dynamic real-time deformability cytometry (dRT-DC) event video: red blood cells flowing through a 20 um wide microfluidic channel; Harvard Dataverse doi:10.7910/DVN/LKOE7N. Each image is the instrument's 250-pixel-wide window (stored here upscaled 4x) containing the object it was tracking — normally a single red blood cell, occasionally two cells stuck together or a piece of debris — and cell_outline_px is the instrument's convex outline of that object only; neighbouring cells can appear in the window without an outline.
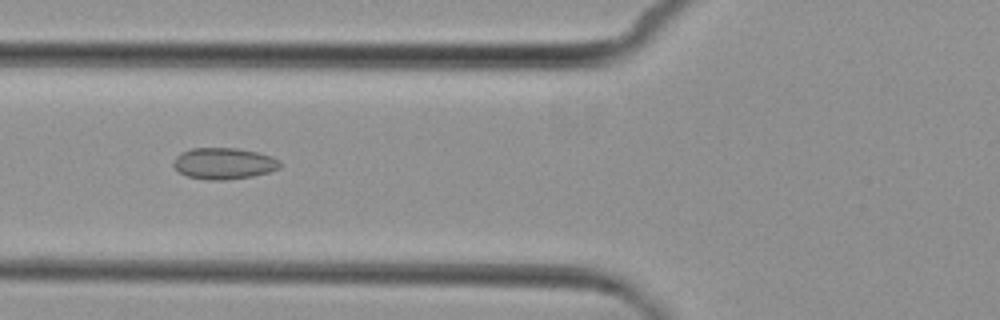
{"species": "common noctule bat (a hibernating species)", "species_latin": "Nyctalus noctula", "temperature_condition": "cold", "stored_images_in_passage": 8, "camera_frame_rate_fps": 3000, "um_per_image_px": 0.085, "animal": {"sex": "female", "body_mass_g": 29.2, "forearm_length_mm": 56.3}, "frame": {"image": 1, "passage_image": 6, "time_ms": 7.0, "image_size_px": [1000, 320], "cell_outline_px": [[280, 168], [268, 172], [252, 176], [224, 180], [208, 180], [188, 176], [180, 172], [172, 164], [176, 156], [180, 152], [192, 148], [236, 148], [256, 152], [272, 156], [280, 160]], "centroid_in_image_um": [19.02, 13.89], "position_along_channel_um": 106.8, "area_um2": 19.42}}
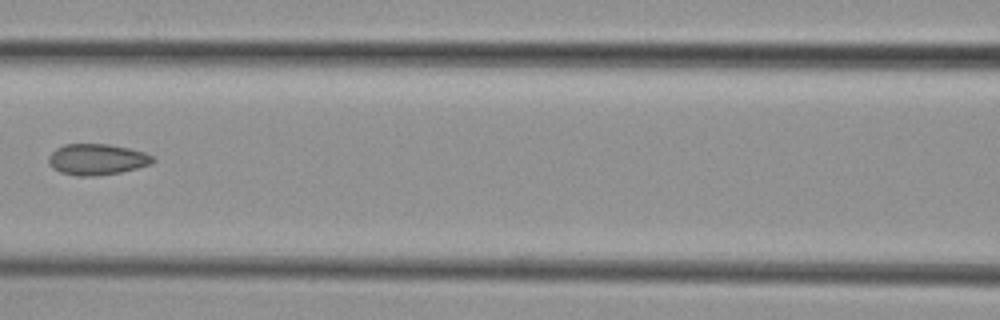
{"frame": {"image": 2, "passage_image": 7, "time_ms": 8.333, "image_size_px": [1000, 320], "cell_outline_px": [[156, 160], [152, 164], [120, 172], [92, 176], [76, 176], [60, 172], [52, 168], [48, 164], [48, 156], [56, 148], [64, 144], [108, 144], [128, 148], [144, 152], [152, 156]], "centroid_in_image_um": [8.21, 13.55], "position_along_channel_um": 158.4, "area_um2": 18.9}}
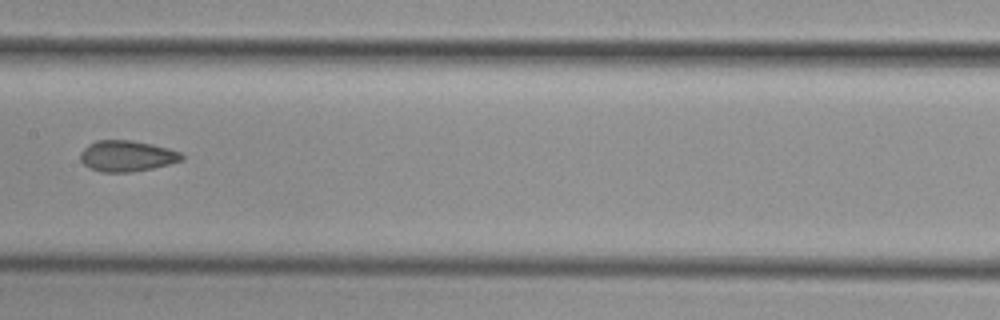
{"frame": {"image": 3, "passage_image": 8, "time_ms": 9.333, "image_size_px": [1000, 320], "cell_outline_px": [[184, 160], [152, 168], [132, 172], [100, 172], [88, 168], [80, 160], [80, 152], [88, 144], [96, 140], [132, 140], [152, 144], [168, 148], [180, 152], [184, 156]], "centroid_in_image_um": [10.76, 13.26], "position_along_channel_um": 196.6, "area_um2": 18.44}}